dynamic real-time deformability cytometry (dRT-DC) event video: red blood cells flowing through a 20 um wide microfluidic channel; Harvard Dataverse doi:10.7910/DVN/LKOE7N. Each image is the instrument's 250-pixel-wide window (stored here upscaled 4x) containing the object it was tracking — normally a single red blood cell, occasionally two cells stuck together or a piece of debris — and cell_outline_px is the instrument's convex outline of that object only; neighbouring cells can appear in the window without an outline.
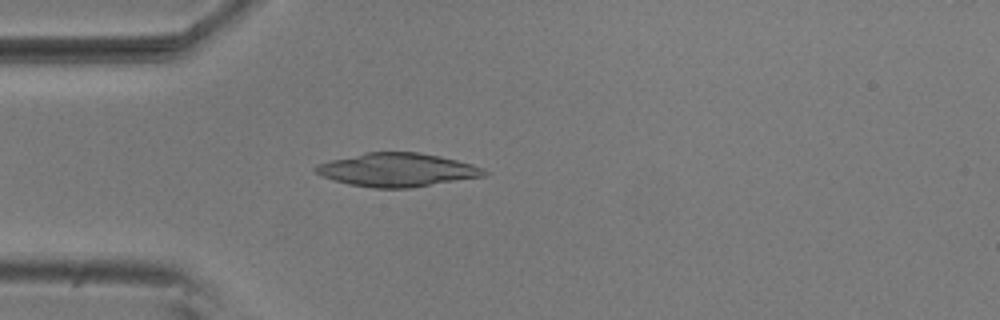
{"species": "common noctule bat (a hibernating species)", "species_latin": "Nyctalus noctula", "temperature_condition": "room temperature", "stored_images_in_passage": 3, "camera_frame_rate_fps": 3000, "um_per_image_px": 0.085, "animal": {"sex": "male", "body_mass_g": 20.5, "forearm_length_mm": 52.5}, "frame": {"image": 1, "passage_image": 3, "time_ms": 0.667, "image_size_px": [1000, 320], "cell_outline_px": [[488, 172], [484, 176], [408, 188], [372, 188], [348, 184], [324, 176], [316, 172], [312, 168], [316, 164], [332, 160], [368, 152], [416, 152], [440, 156], [472, 164], [484, 168]], "centroid_in_image_um": [33.77, 14.44], "position_along_channel_um": 51.2, "area_um2": 32.48}}